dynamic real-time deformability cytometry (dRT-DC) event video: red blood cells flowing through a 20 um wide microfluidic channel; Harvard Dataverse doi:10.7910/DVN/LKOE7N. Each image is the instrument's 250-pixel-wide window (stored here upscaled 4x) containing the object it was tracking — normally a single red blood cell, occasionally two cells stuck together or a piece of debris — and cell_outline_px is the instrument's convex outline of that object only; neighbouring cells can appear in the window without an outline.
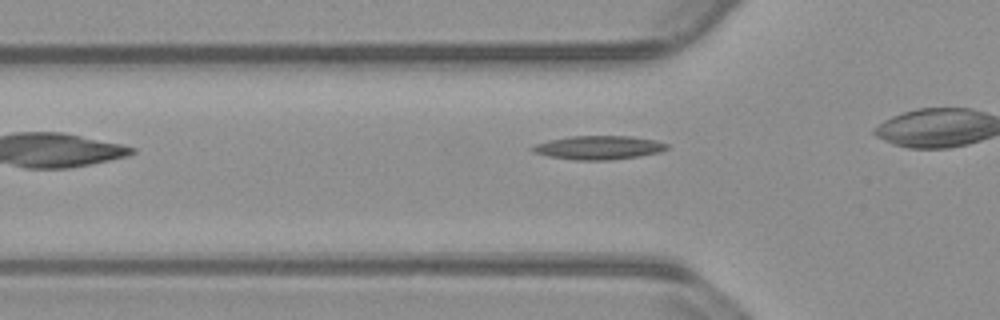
{"species": "common noctule bat (a hibernating species)", "species_latin": "Nyctalus noctula", "temperature_condition": "warm", "stored_images_in_passage": 26, "camera_frame_rate_fps": 3000, "um_per_image_px": 0.085, "animal": {"sex": "male", "body_mass_g": 23.1, "forearm_length_mm": 52.7}, "frame": {"image": 1, "passage_image": 2, "time_ms": 0.333, "image_size_px": [1000, 320], "cell_outline_px": [[668, 148], [660, 152], [640, 156], [608, 160], [576, 160], [548, 156], [532, 152], [528, 148], [536, 144], [548, 140], [568, 136], [632, 136], [656, 140], [668, 144]], "centroid_in_image_um": [50.86, 12.54], "position_along_channel_um": 74.9, "area_um2": 18.73}}
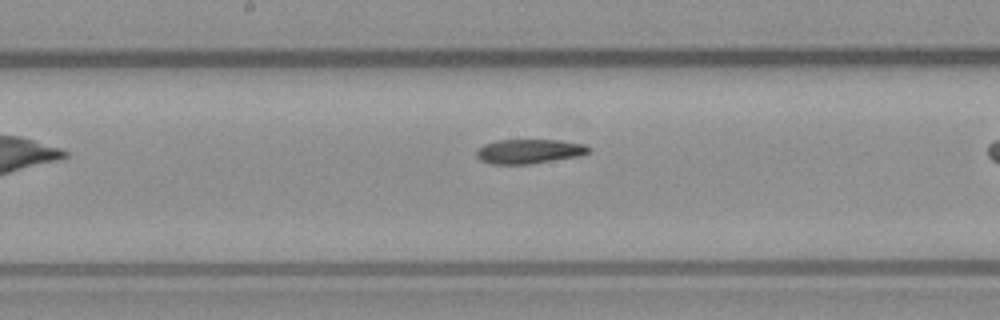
{"frame": {"image": 2, "passage_image": 12, "time_ms": 3.667, "image_size_px": [1000, 320], "cell_outline_px": [[592, 148], [588, 152], [576, 156], [528, 164], [492, 164], [480, 160], [476, 156], [476, 152], [484, 144], [496, 140], [560, 140], [584, 144]], "centroid_in_image_um": [44.95, 12.85], "position_along_channel_um": 203.3, "area_um2": 15.78}}
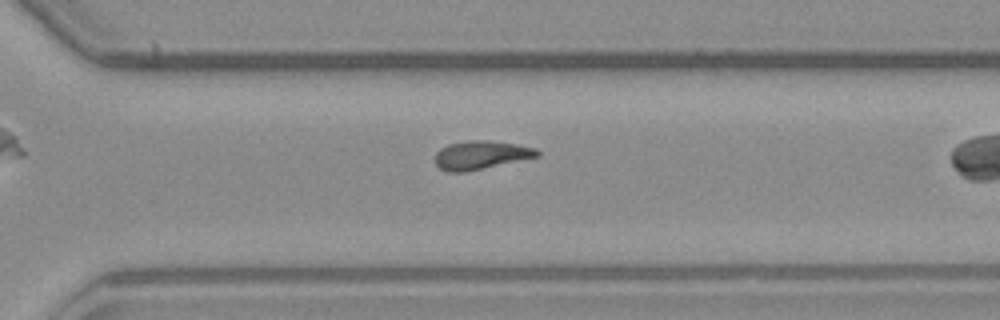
{"frame": {"image": 3, "passage_image": 22, "time_ms": 7.0, "image_size_px": [1000, 320], "cell_outline_px": [[540, 156], [464, 172], [448, 172], [440, 168], [436, 164], [436, 152], [440, 148], [448, 144], [468, 140], [488, 140], [516, 144], [536, 148], [540, 152]], "centroid_in_image_um": [40.88, 13.17], "position_along_channel_um": 329.7, "area_um2": 16.88}}